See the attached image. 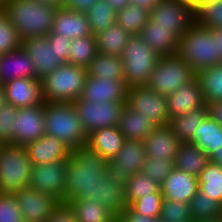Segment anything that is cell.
Instances as JSON below:
<instances>
[{"label":"cell","mask_w":222,"mask_h":222,"mask_svg":"<svg viewBox=\"0 0 222 222\" xmlns=\"http://www.w3.org/2000/svg\"><path fill=\"white\" fill-rule=\"evenodd\" d=\"M149 18V9L130 4L117 11L116 23L132 36L140 35Z\"/></svg>","instance_id":"cell-36"},{"label":"cell","mask_w":222,"mask_h":222,"mask_svg":"<svg viewBox=\"0 0 222 222\" xmlns=\"http://www.w3.org/2000/svg\"><path fill=\"white\" fill-rule=\"evenodd\" d=\"M194 24L213 29L222 27V0H203L193 8Z\"/></svg>","instance_id":"cell-39"},{"label":"cell","mask_w":222,"mask_h":222,"mask_svg":"<svg viewBox=\"0 0 222 222\" xmlns=\"http://www.w3.org/2000/svg\"><path fill=\"white\" fill-rule=\"evenodd\" d=\"M189 143L195 144L211 156L222 144V127L210 116H207L194 132L193 139Z\"/></svg>","instance_id":"cell-32"},{"label":"cell","mask_w":222,"mask_h":222,"mask_svg":"<svg viewBox=\"0 0 222 222\" xmlns=\"http://www.w3.org/2000/svg\"><path fill=\"white\" fill-rule=\"evenodd\" d=\"M189 207L193 221L219 219L222 213V206L200 190L189 201Z\"/></svg>","instance_id":"cell-41"},{"label":"cell","mask_w":222,"mask_h":222,"mask_svg":"<svg viewBox=\"0 0 222 222\" xmlns=\"http://www.w3.org/2000/svg\"><path fill=\"white\" fill-rule=\"evenodd\" d=\"M206 105L208 108V116L222 127V101H216Z\"/></svg>","instance_id":"cell-53"},{"label":"cell","mask_w":222,"mask_h":222,"mask_svg":"<svg viewBox=\"0 0 222 222\" xmlns=\"http://www.w3.org/2000/svg\"><path fill=\"white\" fill-rule=\"evenodd\" d=\"M21 46L33 60L36 79L42 80L63 64L58 59L54 43H48L46 36L23 39Z\"/></svg>","instance_id":"cell-16"},{"label":"cell","mask_w":222,"mask_h":222,"mask_svg":"<svg viewBox=\"0 0 222 222\" xmlns=\"http://www.w3.org/2000/svg\"><path fill=\"white\" fill-rule=\"evenodd\" d=\"M51 32L71 40L93 35L86 13L68 9L65 6L55 11Z\"/></svg>","instance_id":"cell-20"},{"label":"cell","mask_w":222,"mask_h":222,"mask_svg":"<svg viewBox=\"0 0 222 222\" xmlns=\"http://www.w3.org/2000/svg\"><path fill=\"white\" fill-rule=\"evenodd\" d=\"M170 119L205 105L197 77L166 96Z\"/></svg>","instance_id":"cell-21"},{"label":"cell","mask_w":222,"mask_h":222,"mask_svg":"<svg viewBox=\"0 0 222 222\" xmlns=\"http://www.w3.org/2000/svg\"><path fill=\"white\" fill-rule=\"evenodd\" d=\"M97 38L84 36L71 41L68 63L87 68L97 55Z\"/></svg>","instance_id":"cell-38"},{"label":"cell","mask_w":222,"mask_h":222,"mask_svg":"<svg viewBox=\"0 0 222 222\" xmlns=\"http://www.w3.org/2000/svg\"><path fill=\"white\" fill-rule=\"evenodd\" d=\"M101 203L117 216L127 206L126 185L105 175L102 178Z\"/></svg>","instance_id":"cell-34"},{"label":"cell","mask_w":222,"mask_h":222,"mask_svg":"<svg viewBox=\"0 0 222 222\" xmlns=\"http://www.w3.org/2000/svg\"><path fill=\"white\" fill-rule=\"evenodd\" d=\"M140 37L160 56L177 53L179 37L172 29L156 26L150 19L144 26Z\"/></svg>","instance_id":"cell-25"},{"label":"cell","mask_w":222,"mask_h":222,"mask_svg":"<svg viewBox=\"0 0 222 222\" xmlns=\"http://www.w3.org/2000/svg\"><path fill=\"white\" fill-rule=\"evenodd\" d=\"M146 157L141 141L125 140L118 154L107 162L106 175L126 185L133 174L143 171Z\"/></svg>","instance_id":"cell-11"},{"label":"cell","mask_w":222,"mask_h":222,"mask_svg":"<svg viewBox=\"0 0 222 222\" xmlns=\"http://www.w3.org/2000/svg\"><path fill=\"white\" fill-rule=\"evenodd\" d=\"M24 222H46L58 201L50 195L26 187L14 193Z\"/></svg>","instance_id":"cell-15"},{"label":"cell","mask_w":222,"mask_h":222,"mask_svg":"<svg viewBox=\"0 0 222 222\" xmlns=\"http://www.w3.org/2000/svg\"><path fill=\"white\" fill-rule=\"evenodd\" d=\"M79 222H108L115 215L102 203L93 199L78 198L68 201Z\"/></svg>","instance_id":"cell-35"},{"label":"cell","mask_w":222,"mask_h":222,"mask_svg":"<svg viewBox=\"0 0 222 222\" xmlns=\"http://www.w3.org/2000/svg\"><path fill=\"white\" fill-rule=\"evenodd\" d=\"M195 77V71L177 53L162 55L146 85L157 93L167 96Z\"/></svg>","instance_id":"cell-8"},{"label":"cell","mask_w":222,"mask_h":222,"mask_svg":"<svg viewBox=\"0 0 222 222\" xmlns=\"http://www.w3.org/2000/svg\"><path fill=\"white\" fill-rule=\"evenodd\" d=\"M22 45L16 29L0 8V55L19 49Z\"/></svg>","instance_id":"cell-44"},{"label":"cell","mask_w":222,"mask_h":222,"mask_svg":"<svg viewBox=\"0 0 222 222\" xmlns=\"http://www.w3.org/2000/svg\"><path fill=\"white\" fill-rule=\"evenodd\" d=\"M198 177L175 167L160 186L164 199L189 203L199 190Z\"/></svg>","instance_id":"cell-23"},{"label":"cell","mask_w":222,"mask_h":222,"mask_svg":"<svg viewBox=\"0 0 222 222\" xmlns=\"http://www.w3.org/2000/svg\"><path fill=\"white\" fill-rule=\"evenodd\" d=\"M207 116L208 108L205 104L201 108L171 118L169 126L182 143H188L193 139L194 132L197 131V128Z\"/></svg>","instance_id":"cell-30"},{"label":"cell","mask_w":222,"mask_h":222,"mask_svg":"<svg viewBox=\"0 0 222 222\" xmlns=\"http://www.w3.org/2000/svg\"><path fill=\"white\" fill-rule=\"evenodd\" d=\"M163 222H193L189 203L163 199L160 216Z\"/></svg>","instance_id":"cell-43"},{"label":"cell","mask_w":222,"mask_h":222,"mask_svg":"<svg viewBox=\"0 0 222 222\" xmlns=\"http://www.w3.org/2000/svg\"><path fill=\"white\" fill-rule=\"evenodd\" d=\"M146 156L157 159H172L178 153L181 141L169 125L157 126L142 141Z\"/></svg>","instance_id":"cell-19"},{"label":"cell","mask_w":222,"mask_h":222,"mask_svg":"<svg viewBox=\"0 0 222 222\" xmlns=\"http://www.w3.org/2000/svg\"><path fill=\"white\" fill-rule=\"evenodd\" d=\"M46 222H79L68 202H58Z\"/></svg>","instance_id":"cell-49"},{"label":"cell","mask_w":222,"mask_h":222,"mask_svg":"<svg viewBox=\"0 0 222 222\" xmlns=\"http://www.w3.org/2000/svg\"><path fill=\"white\" fill-rule=\"evenodd\" d=\"M108 161L87 145L71 150L67 159L65 202L83 198L101 203L102 178Z\"/></svg>","instance_id":"cell-1"},{"label":"cell","mask_w":222,"mask_h":222,"mask_svg":"<svg viewBox=\"0 0 222 222\" xmlns=\"http://www.w3.org/2000/svg\"><path fill=\"white\" fill-rule=\"evenodd\" d=\"M193 222H220L219 219H201V220H196Z\"/></svg>","instance_id":"cell-61"},{"label":"cell","mask_w":222,"mask_h":222,"mask_svg":"<svg viewBox=\"0 0 222 222\" xmlns=\"http://www.w3.org/2000/svg\"><path fill=\"white\" fill-rule=\"evenodd\" d=\"M119 222H154L157 218L142 215L134 211L129 205L117 215Z\"/></svg>","instance_id":"cell-51"},{"label":"cell","mask_w":222,"mask_h":222,"mask_svg":"<svg viewBox=\"0 0 222 222\" xmlns=\"http://www.w3.org/2000/svg\"><path fill=\"white\" fill-rule=\"evenodd\" d=\"M85 13L94 36L116 23L117 12L106 0H98Z\"/></svg>","instance_id":"cell-40"},{"label":"cell","mask_w":222,"mask_h":222,"mask_svg":"<svg viewBox=\"0 0 222 222\" xmlns=\"http://www.w3.org/2000/svg\"><path fill=\"white\" fill-rule=\"evenodd\" d=\"M72 104L88 135L98 129L119 126L121 112L126 102L93 103L76 99Z\"/></svg>","instance_id":"cell-10"},{"label":"cell","mask_w":222,"mask_h":222,"mask_svg":"<svg viewBox=\"0 0 222 222\" xmlns=\"http://www.w3.org/2000/svg\"><path fill=\"white\" fill-rule=\"evenodd\" d=\"M156 26L172 29L180 38L194 24L193 8L181 0H161L150 10Z\"/></svg>","instance_id":"cell-13"},{"label":"cell","mask_w":222,"mask_h":222,"mask_svg":"<svg viewBox=\"0 0 222 222\" xmlns=\"http://www.w3.org/2000/svg\"><path fill=\"white\" fill-rule=\"evenodd\" d=\"M86 69L88 77L123 80L125 82L124 64L120 56L98 52Z\"/></svg>","instance_id":"cell-29"},{"label":"cell","mask_w":222,"mask_h":222,"mask_svg":"<svg viewBox=\"0 0 222 222\" xmlns=\"http://www.w3.org/2000/svg\"><path fill=\"white\" fill-rule=\"evenodd\" d=\"M108 222H119V219L117 218V216H114L111 220H109Z\"/></svg>","instance_id":"cell-62"},{"label":"cell","mask_w":222,"mask_h":222,"mask_svg":"<svg viewBox=\"0 0 222 222\" xmlns=\"http://www.w3.org/2000/svg\"><path fill=\"white\" fill-rule=\"evenodd\" d=\"M6 101L16 108L44 105L42 80L17 78L3 84Z\"/></svg>","instance_id":"cell-17"},{"label":"cell","mask_w":222,"mask_h":222,"mask_svg":"<svg viewBox=\"0 0 222 222\" xmlns=\"http://www.w3.org/2000/svg\"><path fill=\"white\" fill-rule=\"evenodd\" d=\"M127 86L123 80L87 77L79 100L93 103L126 102Z\"/></svg>","instance_id":"cell-18"},{"label":"cell","mask_w":222,"mask_h":222,"mask_svg":"<svg viewBox=\"0 0 222 222\" xmlns=\"http://www.w3.org/2000/svg\"><path fill=\"white\" fill-rule=\"evenodd\" d=\"M17 78L36 79L33 60L22 46L0 55V84Z\"/></svg>","instance_id":"cell-22"},{"label":"cell","mask_w":222,"mask_h":222,"mask_svg":"<svg viewBox=\"0 0 222 222\" xmlns=\"http://www.w3.org/2000/svg\"><path fill=\"white\" fill-rule=\"evenodd\" d=\"M205 104L222 101V63L196 73Z\"/></svg>","instance_id":"cell-33"},{"label":"cell","mask_w":222,"mask_h":222,"mask_svg":"<svg viewBox=\"0 0 222 222\" xmlns=\"http://www.w3.org/2000/svg\"><path fill=\"white\" fill-rule=\"evenodd\" d=\"M131 36L115 23L96 35L97 52L121 57Z\"/></svg>","instance_id":"cell-31"},{"label":"cell","mask_w":222,"mask_h":222,"mask_svg":"<svg viewBox=\"0 0 222 222\" xmlns=\"http://www.w3.org/2000/svg\"><path fill=\"white\" fill-rule=\"evenodd\" d=\"M160 57L140 35L131 36L121 56L126 86L146 85Z\"/></svg>","instance_id":"cell-7"},{"label":"cell","mask_w":222,"mask_h":222,"mask_svg":"<svg viewBox=\"0 0 222 222\" xmlns=\"http://www.w3.org/2000/svg\"><path fill=\"white\" fill-rule=\"evenodd\" d=\"M152 193H162L160 185L150 176H147L143 171L133 174L126 184V198L128 205L134 200Z\"/></svg>","instance_id":"cell-42"},{"label":"cell","mask_w":222,"mask_h":222,"mask_svg":"<svg viewBox=\"0 0 222 222\" xmlns=\"http://www.w3.org/2000/svg\"><path fill=\"white\" fill-rule=\"evenodd\" d=\"M98 0H66L64 6L78 12L85 13L88 11Z\"/></svg>","instance_id":"cell-52"},{"label":"cell","mask_w":222,"mask_h":222,"mask_svg":"<svg viewBox=\"0 0 222 222\" xmlns=\"http://www.w3.org/2000/svg\"><path fill=\"white\" fill-rule=\"evenodd\" d=\"M0 8L16 29L21 40L47 36L51 30L57 7L38 0H4Z\"/></svg>","instance_id":"cell-2"},{"label":"cell","mask_w":222,"mask_h":222,"mask_svg":"<svg viewBox=\"0 0 222 222\" xmlns=\"http://www.w3.org/2000/svg\"><path fill=\"white\" fill-rule=\"evenodd\" d=\"M199 190L222 206V166L209 162L198 176Z\"/></svg>","instance_id":"cell-37"},{"label":"cell","mask_w":222,"mask_h":222,"mask_svg":"<svg viewBox=\"0 0 222 222\" xmlns=\"http://www.w3.org/2000/svg\"><path fill=\"white\" fill-rule=\"evenodd\" d=\"M163 199L162 193H152L134 200L129 206L142 215L159 218Z\"/></svg>","instance_id":"cell-47"},{"label":"cell","mask_w":222,"mask_h":222,"mask_svg":"<svg viewBox=\"0 0 222 222\" xmlns=\"http://www.w3.org/2000/svg\"><path fill=\"white\" fill-rule=\"evenodd\" d=\"M154 222H163L161 219L157 218Z\"/></svg>","instance_id":"cell-63"},{"label":"cell","mask_w":222,"mask_h":222,"mask_svg":"<svg viewBox=\"0 0 222 222\" xmlns=\"http://www.w3.org/2000/svg\"><path fill=\"white\" fill-rule=\"evenodd\" d=\"M88 77L87 69L65 63L42 79L45 102L73 103L78 99Z\"/></svg>","instance_id":"cell-5"},{"label":"cell","mask_w":222,"mask_h":222,"mask_svg":"<svg viewBox=\"0 0 222 222\" xmlns=\"http://www.w3.org/2000/svg\"><path fill=\"white\" fill-rule=\"evenodd\" d=\"M32 167L26 146L1 145L0 193L14 194L29 187Z\"/></svg>","instance_id":"cell-6"},{"label":"cell","mask_w":222,"mask_h":222,"mask_svg":"<svg viewBox=\"0 0 222 222\" xmlns=\"http://www.w3.org/2000/svg\"><path fill=\"white\" fill-rule=\"evenodd\" d=\"M219 220H220V222H222V213H221V216H220Z\"/></svg>","instance_id":"cell-64"},{"label":"cell","mask_w":222,"mask_h":222,"mask_svg":"<svg viewBox=\"0 0 222 222\" xmlns=\"http://www.w3.org/2000/svg\"><path fill=\"white\" fill-rule=\"evenodd\" d=\"M17 115V108L11 103H6L0 108V144L14 145V123Z\"/></svg>","instance_id":"cell-45"},{"label":"cell","mask_w":222,"mask_h":222,"mask_svg":"<svg viewBox=\"0 0 222 222\" xmlns=\"http://www.w3.org/2000/svg\"><path fill=\"white\" fill-rule=\"evenodd\" d=\"M45 134L54 136L71 150L86 145L87 133L72 103L45 102Z\"/></svg>","instance_id":"cell-3"},{"label":"cell","mask_w":222,"mask_h":222,"mask_svg":"<svg viewBox=\"0 0 222 222\" xmlns=\"http://www.w3.org/2000/svg\"><path fill=\"white\" fill-rule=\"evenodd\" d=\"M118 127L125 140L142 142L156 126L141 113L132 110L125 104Z\"/></svg>","instance_id":"cell-27"},{"label":"cell","mask_w":222,"mask_h":222,"mask_svg":"<svg viewBox=\"0 0 222 222\" xmlns=\"http://www.w3.org/2000/svg\"><path fill=\"white\" fill-rule=\"evenodd\" d=\"M0 222H24L14 194L0 193Z\"/></svg>","instance_id":"cell-48"},{"label":"cell","mask_w":222,"mask_h":222,"mask_svg":"<svg viewBox=\"0 0 222 222\" xmlns=\"http://www.w3.org/2000/svg\"><path fill=\"white\" fill-rule=\"evenodd\" d=\"M126 105L141 113L156 127L169 125L170 117L166 96L157 93L147 85L127 87Z\"/></svg>","instance_id":"cell-9"},{"label":"cell","mask_w":222,"mask_h":222,"mask_svg":"<svg viewBox=\"0 0 222 222\" xmlns=\"http://www.w3.org/2000/svg\"><path fill=\"white\" fill-rule=\"evenodd\" d=\"M124 141L125 137L120 132L119 127L115 126L89 133L86 145L109 160L118 154Z\"/></svg>","instance_id":"cell-26"},{"label":"cell","mask_w":222,"mask_h":222,"mask_svg":"<svg viewBox=\"0 0 222 222\" xmlns=\"http://www.w3.org/2000/svg\"><path fill=\"white\" fill-rule=\"evenodd\" d=\"M210 161L222 166V144L218 147V150L210 156Z\"/></svg>","instance_id":"cell-57"},{"label":"cell","mask_w":222,"mask_h":222,"mask_svg":"<svg viewBox=\"0 0 222 222\" xmlns=\"http://www.w3.org/2000/svg\"><path fill=\"white\" fill-rule=\"evenodd\" d=\"M109 5L117 12L130 5V0H106Z\"/></svg>","instance_id":"cell-56"},{"label":"cell","mask_w":222,"mask_h":222,"mask_svg":"<svg viewBox=\"0 0 222 222\" xmlns=\"http://www.w3.org/2000/svg\"><path fill=\"white\" fill-rule=\"evenodd\" d=\"M211 31L214 34V42H216L219 63H222V27L213 28Z\"/></svg>","instance_id":"cell-54"},{"label":"cell","mask_w":222,"mask_h":222,"mask_svg":"<svg viewBox=\"0 0 222 222\" xmlns=\"http://www.w3.org/2000/svg\"><path fill=\"white\" fill-rule=\"evenodd\" d=\"M177 54L195 73L219 64L214 34L211 29L195 24L180 37Z\"/></svg>","instance_id":"cell-4"},{"label":"cell","mask_w":222,"mask_h":222,"mask_svg":"<svg viewBox=\"0 0 222 222\" xmlns=\"http://www.w3.org/2000/svg\"><path fill=\"white\" fill-rule=\"evenodd\" d=\"M6 103V89L3 84H0V108L3 107Z\"/></svg>","instance_id":"cell-59"},{"label":"cell","mask_w":222,"mask_h":222,"mask_svg":"<svg viewBox=\"0 0 222 222\" xmlns=\"http://www.w3.org/2000/svg\"><path fill=\"white\" fill-rule=\"evenodd\" d=\"M161 0H130V3L137 6L145 7L151 10Z\"/></svg>","instance_id":"cell-55"},{"label":"cell","mask_w":222,"mask_h":222,"mask_svg":"<svg viewBox=\"0 0 222 222\" xmlns=\"http://www.w3.org/2000/svg\"><path fill=\"white\" fill-rule=\"evenodd\" d=\"M181 1L185 2L188 6L194 8L195 6H197L203 0H181Z\"/></svg>","instance_id":"cell-60"},{"label":"cell","mask_w":222,"mask_h":222,"mask_svg":"<svg viewBox=\"0 0 222 222\" xmlns=\"http://www.w3.org/2000/svg\"><path fill=\"white\" fill-rule=\"evenodd\" d=\"M38 1L45 3V4L54 5L57 8L63 7L66 2V0H38Z\"/></svg>","instance_id":"cell-58"},{"label":"cell","mask_w":222,"mask_h":222,"mask_svg":"<svg viewBox=\"0 0 222 222\" xmlns=\"http://www.w3.org/2000/svg\"><path fill=\"white\" fill-rule=\"evenodd\" d=\"M67 168V160L33 165L29 186L65 202Z\"/></svg>","instance_id":"cell-12"},{"label":"cell","mask_w":222,"mask_h":222,"mask_svg":"<svg viewBox=\"0 0 222 222\" xmlns=\"http://www.w3.org/2000/svg\"><path fill=\"white\" fill-rule=\"evenodd\" d=\"M33 165L59 162L69 158L71 149L54 136L44 135L26 145Z\"/></svg>","instance_id":"cell-24"},{"label":"cell","mask_w":222,"mask_h":222,"mask_svg":"<svg viewBox=\"0 0 222 222\" xmlns=\"http://www.w3.org/2000/svg\"><path fill=\"white\" fill-rule=\"evenodd\" d=\"M173 168L174 163L172 159L146 157L143 172L161 186Z\"/></svg>","instance_id":"cell-46"},{"label":"cell","mask_w":222,"mask_h":222,"mask_svg":"<svg viewBox=\"0 0 222 222\" xmlns=\"http://www.w3.org/2000/svg\"><path fill=\"white\" fill-rule=\"evenodd\" d=\"M210 162V156L192 143H181L174 158V167L188 174L199 176Z\"/></svg>","instance_id":"cell-28"},{"label":"cell","mask_w":222,"mask_h":222,"mask_svg":"<svg viewBox=\"0 0 222 222\" xmlns=\"http://www.w3.org/2000/svg\"><path fill=\"white\" fill-rule=\"evenodd\" d=\"M48 43H54L55 51L57 52L58 59L63 63H68L69 50L71 46V39L64 36L50 32L46 36Z\"/></svg>","instance_id":"cell-50"},{"label":"cell","mask_w":222,"mask_h":222,"mask_svg":"<svg viewBox=\"0 0 222 222\" xmlns=\"http://www.w3.org/2000/svg\"><path fill=\"white\" fill-rule=\"evenodd\" d=\"M45 135L44 105L17 108L14 145L26 146Z\"/></svg>","instance_id":"cell-14"}]
</instances>
